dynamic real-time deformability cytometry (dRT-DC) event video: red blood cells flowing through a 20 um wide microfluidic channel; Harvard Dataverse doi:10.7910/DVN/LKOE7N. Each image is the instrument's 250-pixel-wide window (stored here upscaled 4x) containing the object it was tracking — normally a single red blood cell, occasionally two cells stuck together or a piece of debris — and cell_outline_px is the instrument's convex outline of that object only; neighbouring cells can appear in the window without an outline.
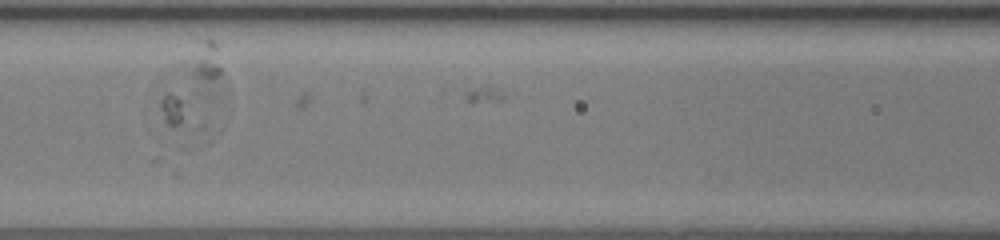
{"species": "human", "species_latin": "Homo sapiens", "temperature_condition": "room temperature", "stored_images_in_passage": 13, "camera_frame_rate_fps": 3000, "um_per_image_px": 0.085, "donor": {"sex": "female"}, "frame": {"image": 1, "passage_image": 10, "time_ms": 3.0, "image_size_px": [1000, 240], "cell_outline_px": [[220, 76], [216, 96], [180, 124], [168, 124], [164, 120], [160, 108], [160, 100], [204, 40], [216, 40], [220, 68]], "centroid_in_image_um": [16.4, 7.23], "position_along_channel_um": 150.2, "area_um2": 21.39}}